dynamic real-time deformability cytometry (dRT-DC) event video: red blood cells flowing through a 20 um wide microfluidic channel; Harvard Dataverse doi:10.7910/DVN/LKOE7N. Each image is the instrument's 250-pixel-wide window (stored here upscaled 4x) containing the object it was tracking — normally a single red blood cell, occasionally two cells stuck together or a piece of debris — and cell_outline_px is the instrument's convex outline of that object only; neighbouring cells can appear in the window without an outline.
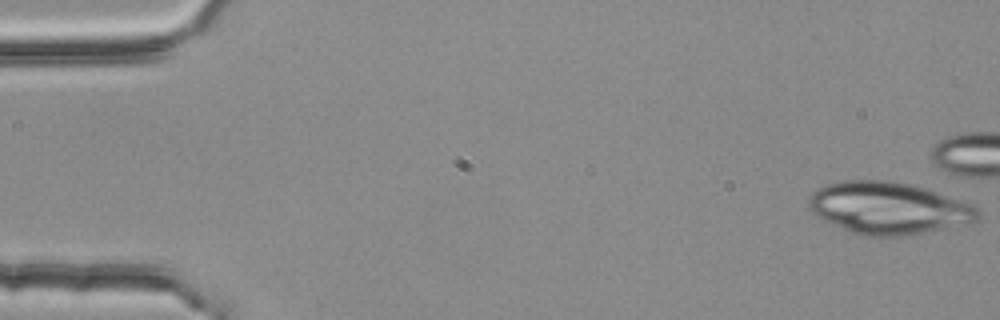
{"species": "common noctule bat (a hibernating species)", "species_latin": "Nyctalus noctula", "temperature_condition": "room temperature", "stored_images_in_passage": 4, "camera_frame_rate_fps": 3000, "um_per_image_px": 0.085, "animal": {"sex": "female", "body_mass_g": 25.1}, "frame": {"image": 1, "passage_image": 1, "time_ms": 0.0, "image_size_px": [1000, 320], "cell_outline_px": [[980, 216], [972, 224], [904, 236], [864, 236], [852, 232], [824, 220], [816, 216], [808, 208], [808, 200], [812, 192], [816, 188], [828, 184], [844, 180], [888, 180], [908, 184], [924, 188], [972, 204], [980, 208]], "centroid_in_image_um": [75.54, 17.69], "position_along_channel_um": 9.5, "area_um2": 51.56}}